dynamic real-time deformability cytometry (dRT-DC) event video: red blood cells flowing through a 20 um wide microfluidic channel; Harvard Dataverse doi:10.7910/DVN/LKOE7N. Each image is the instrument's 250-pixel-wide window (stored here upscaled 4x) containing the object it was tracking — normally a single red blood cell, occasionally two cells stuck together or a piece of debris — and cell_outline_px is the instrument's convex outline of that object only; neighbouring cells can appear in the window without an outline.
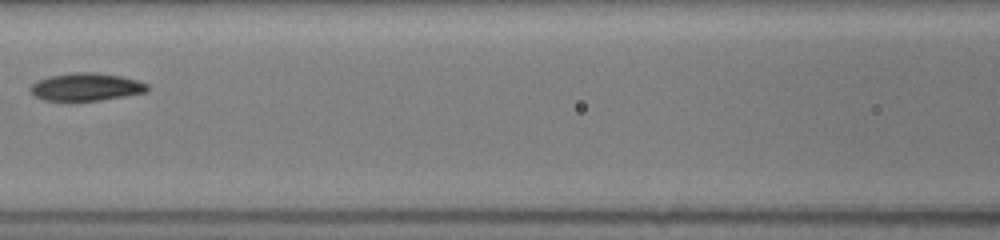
{"species": "common noctule bat (a hibernating species)", "species_latin": "Nyctalus noctula", "temperature_condition": "room temperature", "stored_images_in_passage": 15, "camera_frame_rate_fps": 3000, "um_per_image_px": 0.085, "animal": {"sex": "female", "body_mass_g": 19.5, "forearm_length_mm": 54.1}, "frame": {"image": 1, "passage_image": 9, "time_ms": 4.333, "image_size_px": [1000, 240], "cell_outline_px": [[148, 92], [100, 100], [68, 104], [44, 100], [36, 96], [28, 88], [36, 80], [48, 76], [72, 72], [96, 72], [120, 76], [136, 80], [148, 84]], "centroid_in_image_um": [7.25, 7.42], "position_along_channel_um": 159.3, "area_um2": 19.65}}
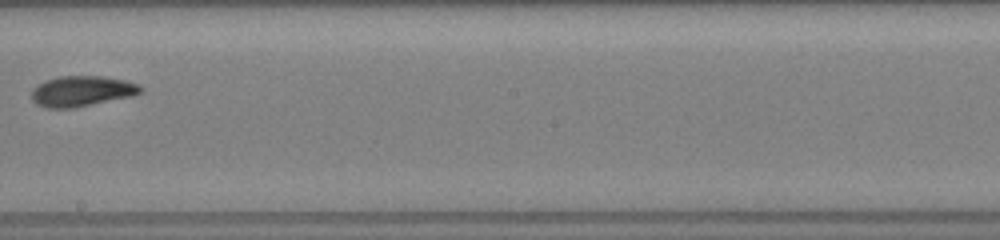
{"frame": {"image": 2, "passage_image": 11, "time_ms": 6.333, "image_size_px": [1000, 240], "cell_outline_px": [[144, 88], [136, 96], [72, 108], [48, 108], [36, 104], [32, 100], [32, 88], [36, 84], [44, 80], [60, 76], [104, 76], [124, 80], [140, 84]], "centroid_in_image_um": [6.97, 7.74], "position_along_channel_um": 241.2, "area_um2": 19.71}}
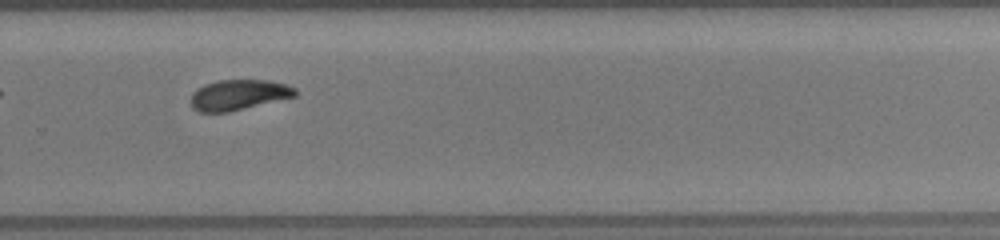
{"frame": {"image": 3, "passage_image": 13, "time_ms": 8.0, "image_size_px": [1000, 240], "cell_outline_px": [[296, 96], [228, 112], [200, 112], [192, 108], [188, 100], [192, 92], [196, 88], [204, 84], [216, 80], [268, 80], [284, 84], [296, 88]], "centroid_in_image_um": [20.2, 8.06], "position_along_channel_um": 309.6, "area_um2": 18.67}}